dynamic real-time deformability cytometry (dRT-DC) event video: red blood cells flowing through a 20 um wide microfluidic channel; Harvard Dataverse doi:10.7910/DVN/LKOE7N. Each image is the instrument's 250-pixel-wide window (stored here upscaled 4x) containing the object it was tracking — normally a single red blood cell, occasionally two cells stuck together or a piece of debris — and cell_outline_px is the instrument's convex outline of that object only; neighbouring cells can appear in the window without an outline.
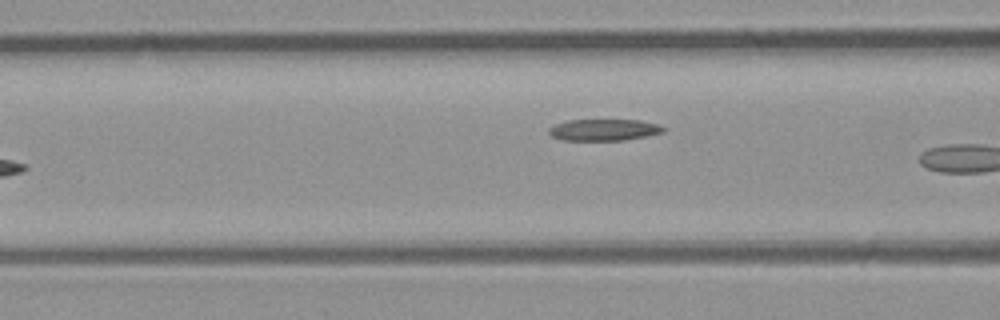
{"species": "common noctule bat (a hibernating species)", "species_latin": "Nyctalus noctula", "temperature_condition": "room temperature", "stored_images_in_passage": 10, "camera_frame_rate_fps": 3000, "um_per_image_px": 0.085, "animal": {"sex": "male", "body_mass_g": 23.1, "forearm_length_mm": 52.7}, "frame": {"image": 1, "passage_image": 6, "time_ms": 6.0, "image_size_px": [1000, 320], "cell_outline_px": [[668, 128], [664, 132], [648, 136], [624, 140], [560, 140], [552, 136], [548, 132], [548, 128], [556, 124], [568, 120], [640, 120], [660, 124]], "centroid_in_image_um": [51.39, 11.03], "position_along_channel_um": 115.2, "area_um2": 14.57}}
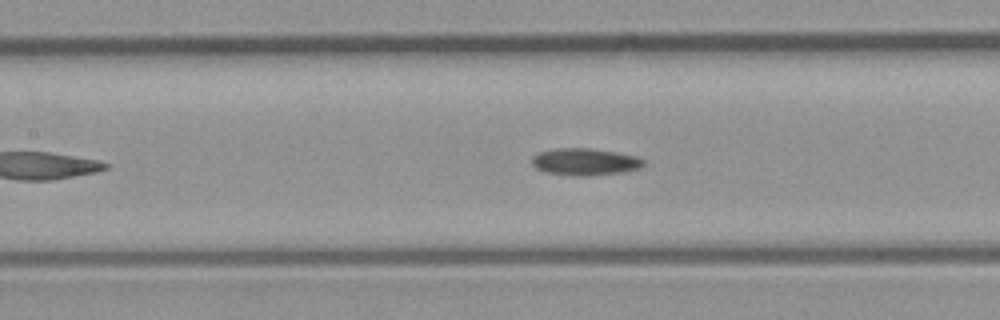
{"frame": {"image": 2, "passage_image": 10, "time_ms": 11.333, "image_size_px": [1000, 320], "cell_outline_px": [[644, 164], [640, 168], [624, 172], [588, 176], [572, 176], [544, 172], [536, 168], [532, 164], [532, 156], [540, 152], [556, 148], [588, 148], [616, 152], [636, 156], [644, 160]], "centroid_in_image_um": [49.71, 13.76], "position_along_channel_um": 157.7, "area_um2": 17.69}}